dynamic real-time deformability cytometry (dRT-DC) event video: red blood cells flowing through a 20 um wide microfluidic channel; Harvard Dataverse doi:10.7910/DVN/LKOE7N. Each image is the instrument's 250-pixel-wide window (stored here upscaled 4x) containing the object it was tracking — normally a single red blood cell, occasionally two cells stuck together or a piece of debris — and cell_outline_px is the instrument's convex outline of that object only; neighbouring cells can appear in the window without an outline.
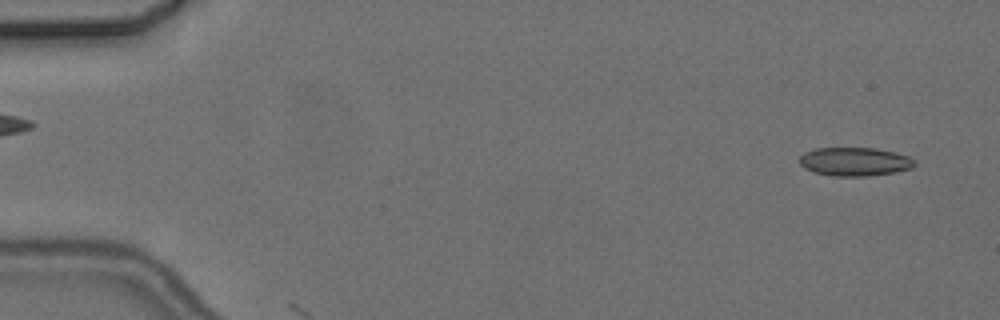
{"species": "common noctule bat (a hibernating species)", "species_latin": "Nyctalus noctula", "temperature_condition": "cold", "stored_images_in_passage": 7, "camera_frame_rate_fps": 3000, "um_per_image_px": 0.085, "animal": {"sex": "female", "body_mass_g": 24.6, "forearm_length_mm": 56.2}, "frame": {"image": 1, "passage_image": 1, "time_ms": 0.0, "image_size_px": [1000, 320], "cell_outline_px": [[916, 164], [912, 168], [896, 172], [868, 176], [832, 176], [816, 172], [804, 168], [800, 164], [800, 156], [804, 152], [816, 148], [876, 148], [896, 152], [908, 156], [916, 160]], "centroid_in_image_um": [72.69, 13.74], "position_along_channel_um": 12.3, "area_um2": 19.31}}
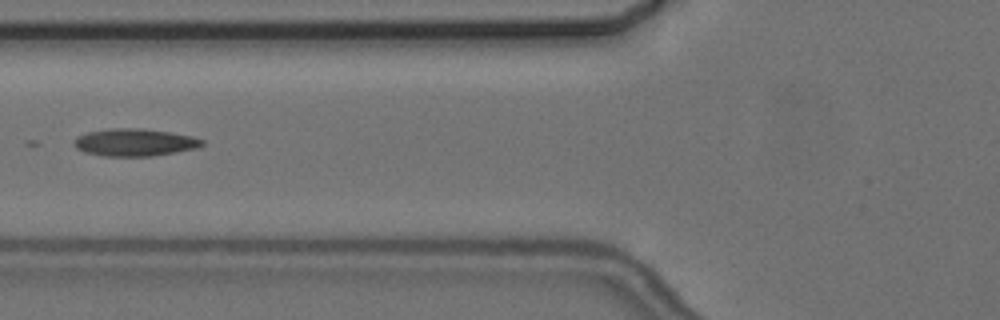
{"frame": {"image": 2, "passage_image": 5, "time_ms": 6.333, "image_size_px": [1000, 320], "cell_outline_px": [[204, 144], [200, 148], [176, 152], [148, 156], [104, 156], [84, 152], [76, 148], [72, 144], [72, 140], [76, 136], [88, 132], [112, 128], [144, 128], [192, 136], [204, 140]], "centroid_in_image_um": [11.43, 12.1], "position_along_channel_um": 114.4, "area_um2": 20.63}}
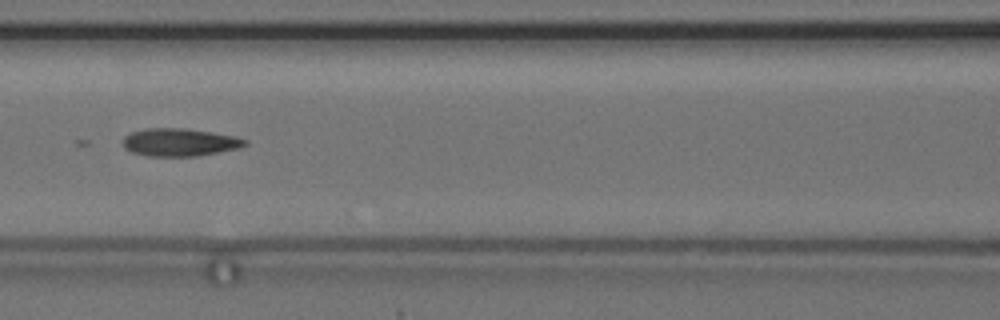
{"frame": {"image": 3, "passage_image": 6, "time_ms": 7.333, "image_size_px": [1000, 320], "cell_outline_px": [[248, 144], [236, 148], [196, 156], [148, 156], [132, 152], [124, 148], [124, 136], [132, 132], [144, 128], [184, 128], [236, 136], [248, 140]], "centroid_in_image_um": [15.25, 12.08], "position_along_channel_um": 151.3, "area_um2": 19.59}}